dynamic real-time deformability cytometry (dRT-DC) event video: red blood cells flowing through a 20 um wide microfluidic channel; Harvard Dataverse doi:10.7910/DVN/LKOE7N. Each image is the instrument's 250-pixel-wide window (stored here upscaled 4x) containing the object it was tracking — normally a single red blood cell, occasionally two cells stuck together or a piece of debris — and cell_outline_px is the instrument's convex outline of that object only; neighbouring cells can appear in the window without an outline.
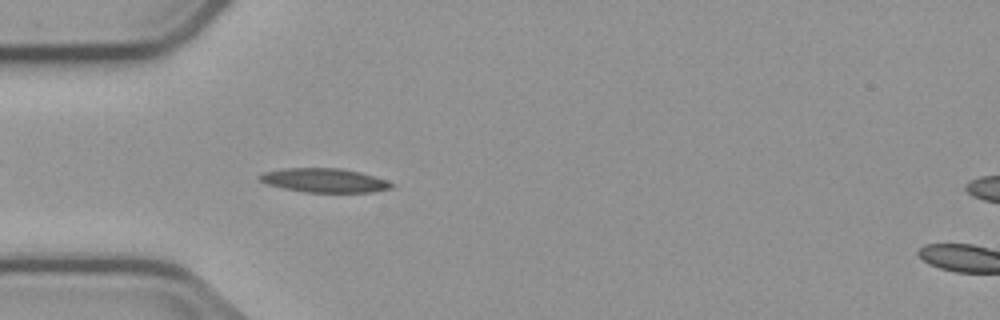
{"species": "common noctule bat (a hibernating species)", "species_latin": "Nyctalus noctula", "temperature_condition": "cold", "stored_images_in_passage": 55, "camera_frame_rate_fps": 3000, "um_per_image_px": 0.085, "animal": {"sex": "male", "body_mass_g": 23.1, "forearm_length_mm": 52.7}, "frame": {"image": 1, "passage_image": 16, "time_ms": 5.0, "image_size_px": [1000, 320], "cell_outline_px": [[396, 184], [392, 188], [372, 192], [304, 192], [284, 188], [268, 184], [260, 180], [256, 176], [264, 172], [284, 168], [340, 168], [360, 172]], "centroid_in_image_um": [27.56, 15.33], "position_along_channel_um": 57.4, "area_um2": 18.32}}
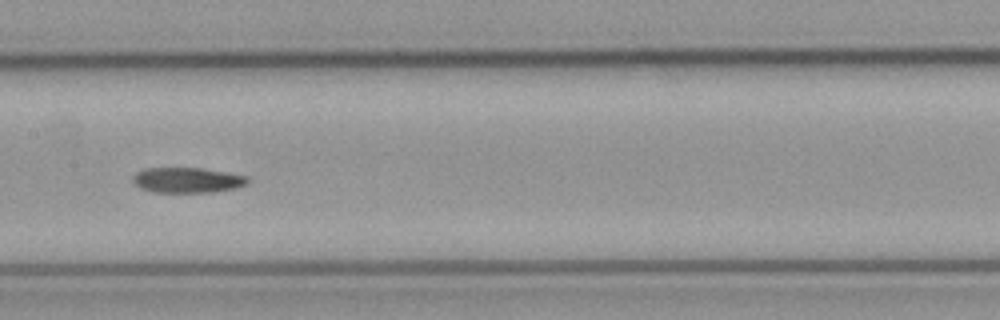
{"frame": {"image": 2, "passage_image": 27, "time_ms": 8.667, "image_size_px": [1000, 320], "cell_outline_px": [[248, 184], [232, 188], [212, 192], [156, 192], [140, 188], [132, 184], [132, 176], [136, 172], [144, 168], [200, 168], [248, 176]], "centroid_in_image_um": [15.85, 15.3], "position_along_channel_um": 191.5, "area_um2": 16.88}}
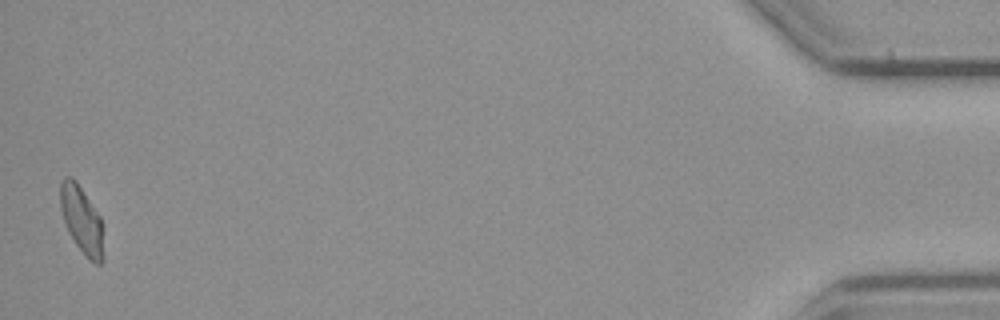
{"frame": {"image": 3, "passage_image": 54, "time_ms": 17.667, "image_size_px": [1000, 320], "cell_outline_px": [[104, 260], [100, 264], [96, 264], [76, 244], [68, 232], [60, 208], [60, 180], [64, 176], [72, 176], [76, 180], [100, 216], [104, 256]], "centroid_in_image_um": [6.93, 18.63], "position_along_channel_um": 428.3, "area_um2": 16.76}, "authors_computed_cell_mechanics": {"area_um2": 17.2244, "velocity_mm_per_s": 3.7427, "shape_relaxation_time_tau1_ms": 5.4959, "shape_relaxation_time_tau2_ms": null, "deformation_change_tau1": 0.1968, "deformation_change_tau2": null}}